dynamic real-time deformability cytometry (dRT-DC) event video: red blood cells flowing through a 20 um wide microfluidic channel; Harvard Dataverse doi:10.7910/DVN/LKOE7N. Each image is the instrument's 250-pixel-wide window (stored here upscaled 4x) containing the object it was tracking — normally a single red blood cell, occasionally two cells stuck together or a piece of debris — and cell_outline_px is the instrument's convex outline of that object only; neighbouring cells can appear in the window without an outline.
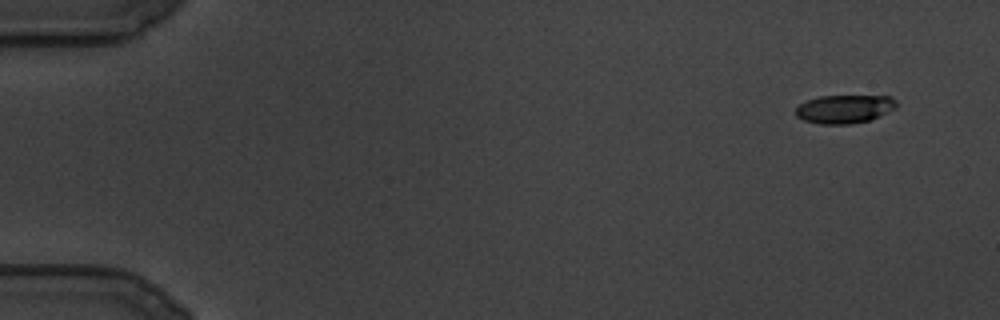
{"species": "common noctule bat (a hibernating species)", "species_latin": "Nyctalus noctula", "temperature_condition": "cold", "stored_images_in_passage": 46, "camera_frame_rate_fps": 3000, "um_per_image_px": 0.085, "animal": {"sex": "male", "body_mass_g": 19.5, "forearm_length_mm": 54.6}, "frame": {"image": 1, "passage_image": 1, "time_ms": 0.0, "image_size_px": [1000, 320], "cell_outline_px": [[896, 108], [868, 120], [848, 124], [820, 124], [804, 120], [796, 116], [796, 108], [800, 104], [808, 100], [820, 96], [892, 96], [896, 100]], "centroid_in_image_um": [71.77, 9.26], "position_along_channel_um": 13.2, "area_um2": 16.47}}